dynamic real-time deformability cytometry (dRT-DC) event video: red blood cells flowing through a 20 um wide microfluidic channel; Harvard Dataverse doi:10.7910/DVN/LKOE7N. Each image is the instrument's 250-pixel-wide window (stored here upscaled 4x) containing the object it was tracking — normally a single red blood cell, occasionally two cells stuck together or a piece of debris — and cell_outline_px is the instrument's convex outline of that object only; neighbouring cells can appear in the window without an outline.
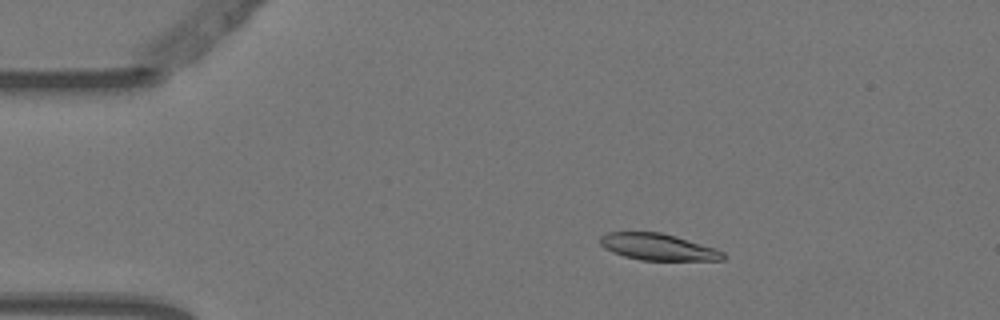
{"species": "Egyptian fruit bat (a non-hibernating species)", "species_latin": "Rousettus aegyptiacus", "temperature_condition": "warm", "stored_images_in_passage": 4, "camera_frame_rate_fps": 3000, "um_per_image_px": 0.085, "animal": {"sex": "female"}, "frame": {"image": 1, "passage_image": 1, "time_ms": 0.0, "image_size_px": [1000, 320], "cell_outline_px": [[728, 256], [724, 260], [640, 260], [624, 256], [612, 252], [604, 248], [600, 244], [600, 236], [608, 232], [660, 232], [676, 236], [716, 248], [724, 252]], "centroid_in_image_um": [55.95, 20.99], "position_along_channel_um": 29.0, "area_um2": 19.19}}
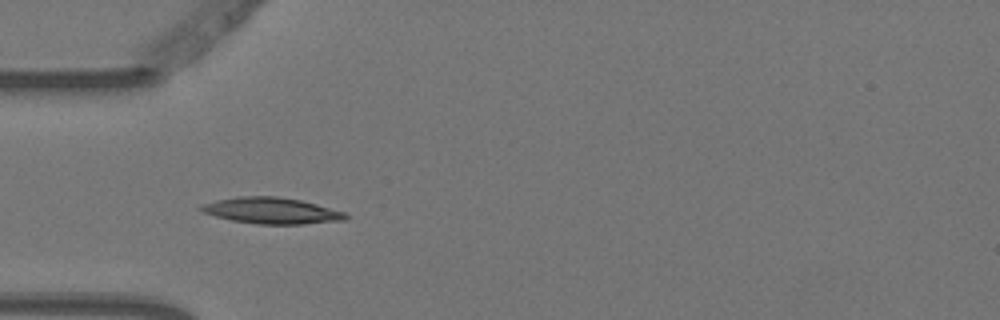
{"frame": {"image": 2, "passage_image": 3, "time_ms": 0.667, "image_size_px": [1000, 320], "cell_outline_px": [[348, 220], [304, 224], [260, 224], [232, 220], [216, 216], [204, 212], [200, 208], [204, 204], [216, 200], [236, 196], [276, 196], [300, 200], [316, 204], [344, 212], [348, 216]], "centroid_in_image_um": [23.12, 17.9], "position_along_channel_um": 61.9, "area_um2": 21.85}}
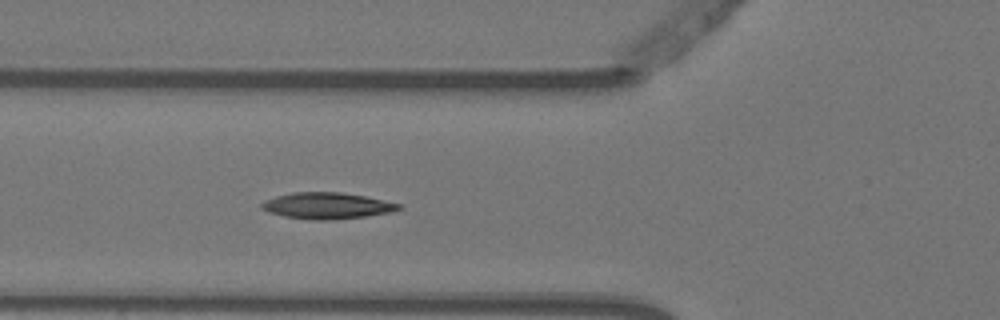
{"frame": {"image": 3, "passage_image": 4, "time_ms": 1.0, "image_size_px": [1000, 320], "cell_outline_px": [[404, 208], [392, 212], [364, 216], [332, 220], [312, 220], [284, 216], [268, 212], [260, 208], [260, 204], [264, 200], [276, 196], [292, 192], [340, 192], [364, 196], [400, 204]], "centroid_in_image_um": [27.76, 17.49], "position_along_channel_um": 98.0, "area_um2": 21.04}}